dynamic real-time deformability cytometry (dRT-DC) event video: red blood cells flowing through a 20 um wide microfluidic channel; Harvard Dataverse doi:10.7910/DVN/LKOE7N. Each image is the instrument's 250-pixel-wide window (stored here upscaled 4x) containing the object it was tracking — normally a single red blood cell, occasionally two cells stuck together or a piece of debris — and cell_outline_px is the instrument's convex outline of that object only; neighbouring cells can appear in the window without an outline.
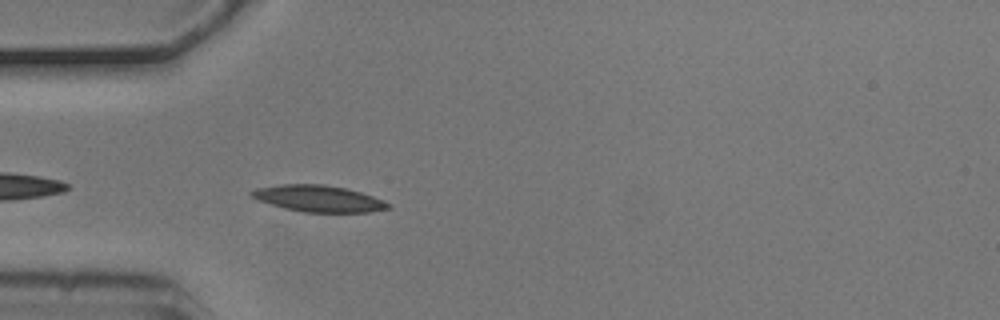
{"species": "common noctule bat (a hibernating species)", "species_latin": "Nyctalus noctula", "temperature_condition": "cold", "stored_images_in_passage": 4, "camera_frame_rate_fps": 3000, "um_per_image_px": 0.085, "animal": {"sex": "male", "body_mass_g": 20.5, "forearm_length_mm": 52.5}, "frame": {"image": 1, "passage_image": 4, "time_ms": 1.0, "image_size_px": [1000, 320], "cell_outline_px": [[392, 208], [368, 212], [304, 212], [284, 208], [256, 200], [248, 196], [248, 192], [256, 188], [280, 184], [324, 184], [344, 188], [360, 192], [384, 200], [392, 204]], "centroid_in_image_um": [27.04, 16.88], "position_along_channel_um": 58.0, "area_um2": 21.27}}